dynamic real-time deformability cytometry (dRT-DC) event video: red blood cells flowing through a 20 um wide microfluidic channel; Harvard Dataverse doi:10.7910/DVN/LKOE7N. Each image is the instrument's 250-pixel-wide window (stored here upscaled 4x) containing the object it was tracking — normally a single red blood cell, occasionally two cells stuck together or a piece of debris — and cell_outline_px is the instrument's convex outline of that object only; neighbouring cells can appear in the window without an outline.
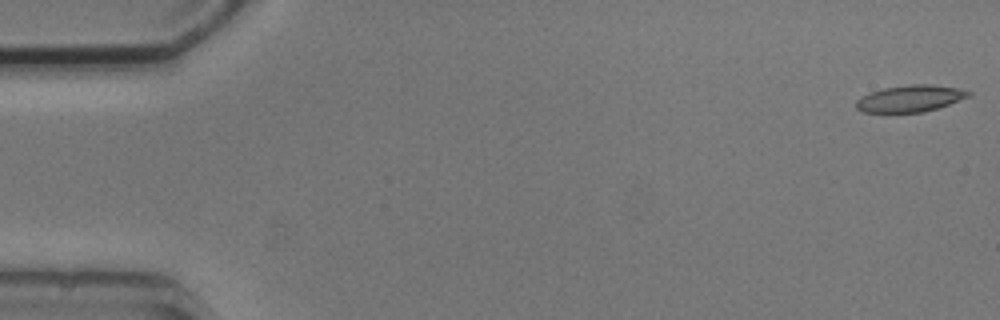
{"species": "common noctule bat (a hibernating species)", "species_latin": "Nyctalus noctula", "temperature_condition": "cold", "stored_images_in_passage": 7, "camera_frame_rate_fps": 3000, "um_per_image_px": 0.085, "animal": {"sex": "male", "body_mass_g": 20.5, "forearm_length_mm": 52.5}, "frame": {"image": 1, "passage_image": 1, "time_ms": 0.0, "image_size_px": [1000, 320], "cell_outline_px": [[972, 96], [924, 112], [860, 112], [856, 108], [856, 100], [860, 96], [884, 88], [908, 84], [928, 84], [956, 88], [972, 92]], "centroid_in_image_um": [77.35, 8.37], "position_along_channel_um": 7.7, "area_um2": 17.4}}